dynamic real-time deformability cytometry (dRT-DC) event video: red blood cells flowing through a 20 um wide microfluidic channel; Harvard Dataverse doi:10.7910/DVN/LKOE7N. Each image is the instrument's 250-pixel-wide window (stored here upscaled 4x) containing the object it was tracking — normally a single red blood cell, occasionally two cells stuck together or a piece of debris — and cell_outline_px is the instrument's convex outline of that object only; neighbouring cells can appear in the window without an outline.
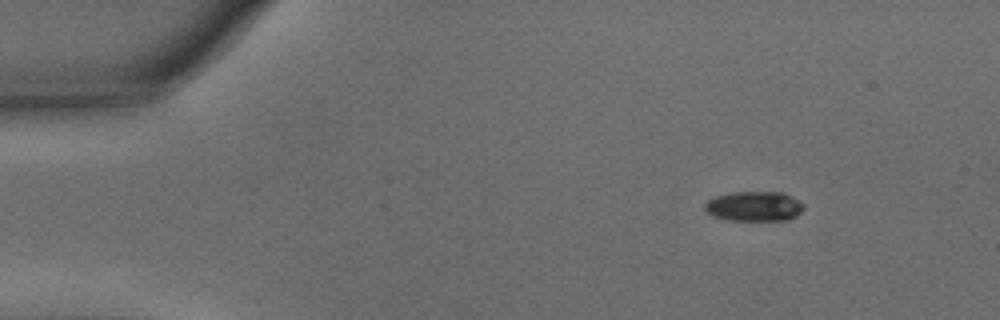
{"species": "common noctule bat (a hibernating species)", "species_latin": "Nyctalus noctula", "temperature_condition": "warm", "stored_images_in_passage": 50, "camera_frame_rate_fps": 3000, "um_per_image_px": 0.085, "animal": {"sex": "male", "body_mass_g": 15.6}, "frame": {"image": 1, "passage_image": 1, "time_ms": 0.0, "image_size_px": [1000, 320], "cell_outline_px": [[804, 208], [796, 216], [788, 220], [728, 220], [712, 216], [704, 208], [704, 204], [708, 200], [716, 196], [732, 192], [784, 192], [804, 204]], "centroid_in_image_um": [64.1, 17.53], "position_along_channel_um": 20.9, "area_um2": 17.22}}
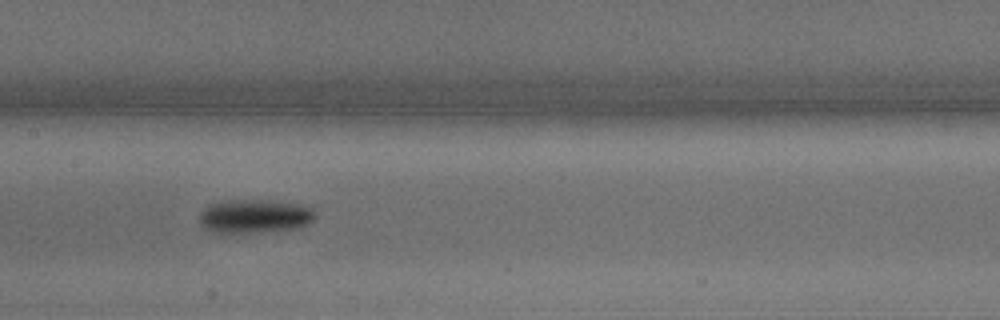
{"frame": {"image": 2, "passage_image": 22, "time_ms": 7.0, "image_size_px": [1000, 320], "cell_outline_px": [[316, 216], [308, 224], [296, 228], [248, 232], [212, 232], [204, 228], [200, 224], [200, 212], [208, 204], [224, 200], [272, 200], [300, 204], [312, 208]], "centroid_in_image_um": [21.62, 18.35], "position_along_channel_um": 185.8, "area_um2": 22.66}}
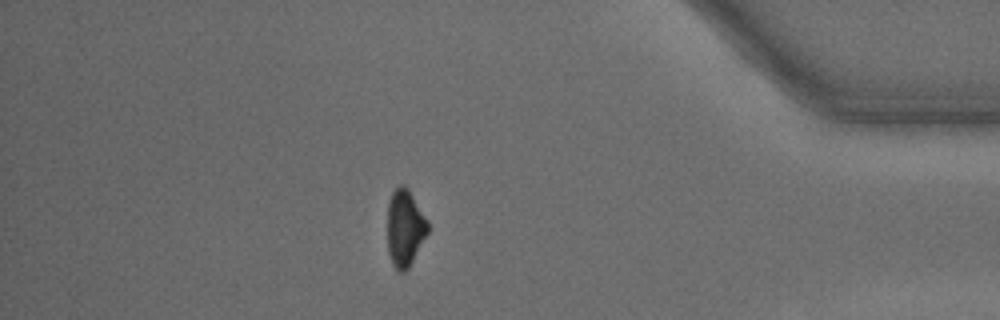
{"frame": {"image": 3, "passage_image": 43, "time_ms": 14.0, "image_size_px": [1000, 320], "cell_outline_px": [[428, 232], [408, 268], [404, 272], [396, 272], [392, 264], [388, 252], [388, 204], [392, 192], [400, 184], [404, 184], [408, 188], [428, 220]], "centroid_in_image_um": [34.41, 19.38], "position_along_channel_um": 400.8, "area_um2": 18.09}, "authors_computed_cell_mechanics": {"area_um2": 19.7387, "velocity_mm_per_s": 3.5982, "shape_relaxation_time_tau1_ms": 1.9821, "shape_relaxation_time_tau2_ms": null, "deformation_change_tau1": 0.1329, "deformation_change_tau2": null}}